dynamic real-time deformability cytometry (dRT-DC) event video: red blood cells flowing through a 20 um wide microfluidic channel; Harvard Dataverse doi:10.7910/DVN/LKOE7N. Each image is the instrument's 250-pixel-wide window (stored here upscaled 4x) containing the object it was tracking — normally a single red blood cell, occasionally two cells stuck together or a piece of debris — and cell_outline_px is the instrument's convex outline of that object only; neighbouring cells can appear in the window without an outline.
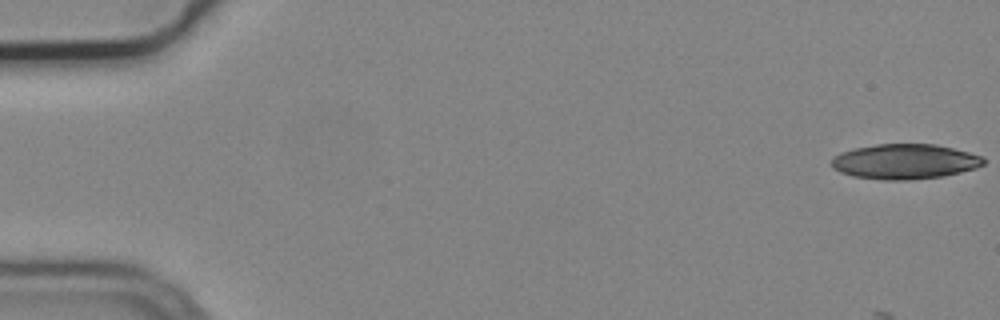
{"species": "common noctule bat (a hibernating species)", "species_latin": "Nyctalus noctula", "temperature_condition": "cold", "stored_images_in_passage": 7, "camera_frame_rate_fps": 3000, "um_per_image_px": 0.085, "animal": {"sex": "male", "body_mass_g": 19.2, "forearm_length_mm": 51.8}, "frame": {"image": 1, "passage_image": 1, "time_ms": 0.0, "image_size_px": [1000, 320], "cell_outline_px": [[984, 164], [976, 168], [944, 176], [908, 180], [880, 180], [852, 176], [840, 172], [832, 168], [832, 160], [840, 152], [856, 148], [876, 144], [936, 144], [984, 156]], "centroid_in_image_um": [76.91, 13.74], "position_along_channel_um": 8.1, "area_um2": 31.1}}